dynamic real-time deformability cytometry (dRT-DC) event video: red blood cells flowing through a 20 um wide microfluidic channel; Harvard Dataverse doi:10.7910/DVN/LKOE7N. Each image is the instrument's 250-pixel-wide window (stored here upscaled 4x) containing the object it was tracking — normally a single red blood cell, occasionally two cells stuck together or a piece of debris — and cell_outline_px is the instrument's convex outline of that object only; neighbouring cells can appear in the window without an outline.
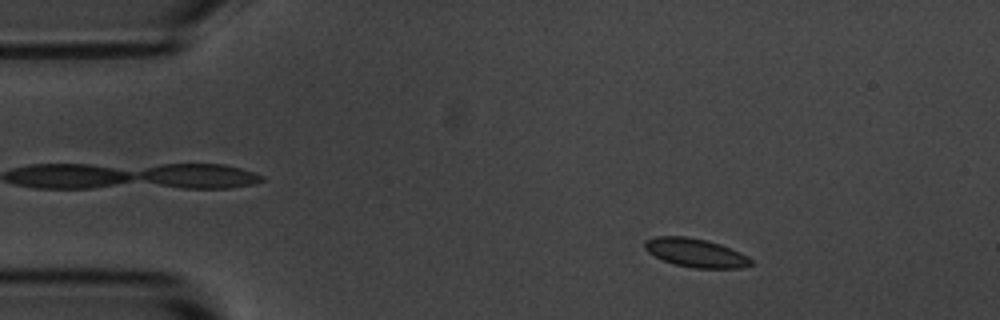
{"species": "common noctule bat (a hibernating species)", "species_latin": "Nyctalus noctula", "temperature_condition": "room temperature", "stored_images_in_passage": 50, "camera_frame_rate_fps": 3000, "um_per_image_px": 0.085, "animal": {"sex": "male", "body_mass_g": 20.1, "forearm_length_mm": 53.5}, "frame": {"image": 1, "passage_image": 3, "time_ms": 0.667, "image_size_px": [1000, 320], "cell_outline_px": [[756, 264], [744, 268], [692, 268], [676, 264], [664, 260], [648, 252], [644, 248], [644, 240], [656, 236], [684, 236], [708, 240], [720, 244], [740, 252], [748, 256]], "centroid_in_image_um": [59.17, 21.49], "position_along_channel_um": 25.8, "area_um2": 17.86}}
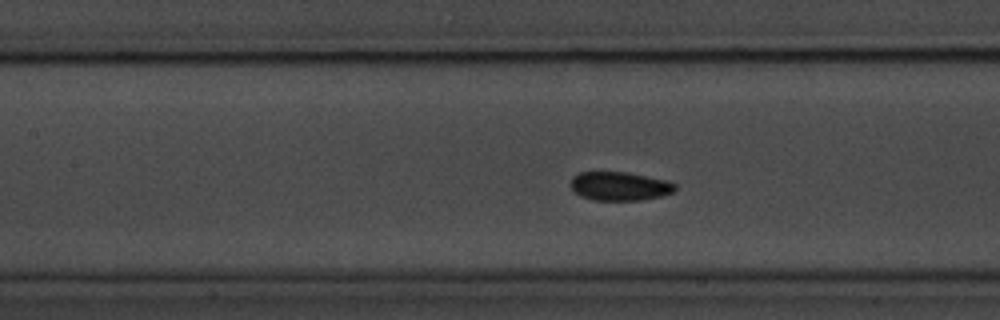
{"frame": {"image": 2, "passage_image": 19, "time_ms": 6.0, "image_size_px": [1000, 320], "cell_outline_px": [[676, 188], [672, 192], [660, 196], [640, 200], [592, 200], [580, 196], [568, 184], [572, 176], [580, 172], [628, 172], [668, 180], [676, 184]], "centroid_in_image_um": [52.64, 15.81], "position_along_channel_um": 154.8, "area_um2": 17.63}}
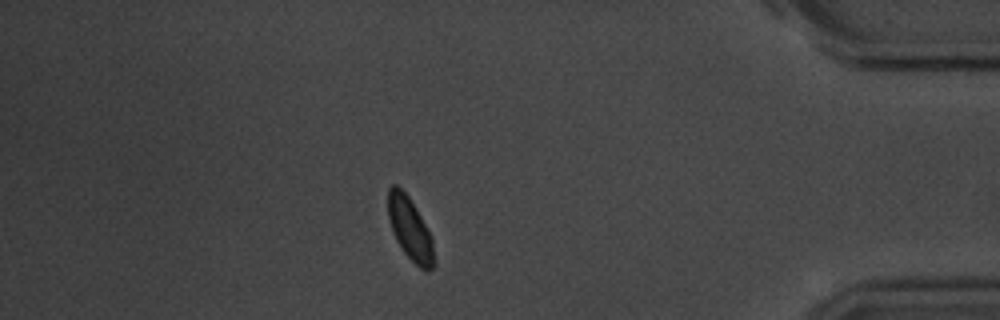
{"frame": {"image": 3, "passage_image": 43, "time_ms": 14.0, "image_size_px": [1000, 320], "cell_outline_px": [[432, 268], [428, 272], [424, 272], [404, 252], [396, 240], [392, 232], [388, 216], [388, 188], [392, 184], [396, 184], [408, 196], [420, 216], [432, 240]], "centroid_in_image_um": [34.8, 19.43], "position_along_channel_um": 400.4, "area_um2": 16.24}, "authors_computed_cell_mechanics": {"area_um2": 17.3978, "velocity_mm_per_s": 3.5721, "shape_relaxation_time_tau1_ms": 5.2193, "shape_relaxation_time_tau2_ms": 1.3261, "deformation_change_tau1": 0.1565, "deformation_change_tau2": 0.0495}}